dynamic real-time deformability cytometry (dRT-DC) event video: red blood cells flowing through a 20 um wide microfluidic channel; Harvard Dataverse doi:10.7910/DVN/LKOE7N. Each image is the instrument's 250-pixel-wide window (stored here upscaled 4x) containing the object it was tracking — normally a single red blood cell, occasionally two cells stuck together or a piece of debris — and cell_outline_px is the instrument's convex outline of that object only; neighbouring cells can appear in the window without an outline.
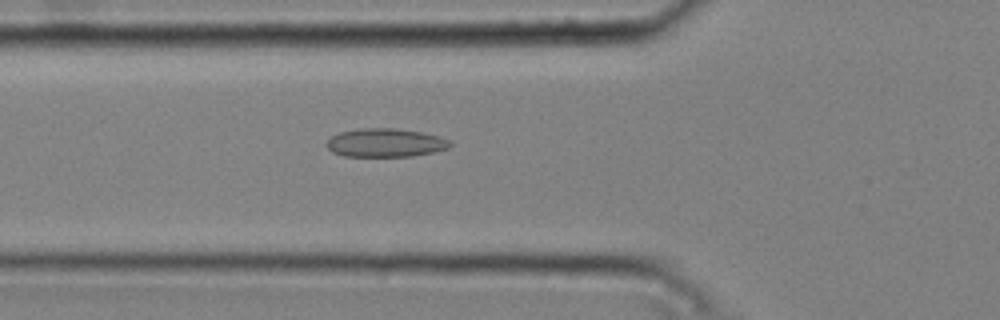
{"species": "common noctule bat (a hibernating species)", "species_latin": "Nyctalus noctula", "temperature_condition": "cold", "stored_images_in_passage": 48, "camera_frame_rate_fps": 3000, "um_per_image_px": 0.085, "animal": {"sex": "male", "body_mass_g": 20.4}, "frame": {"image": 1, "passage_image": 19, "time_ms": 6.0, "image_size_px": [1000, 320], "cell_outline_px": [[452, 144], [448, 148], [432, 152], [412, 156], [344, 156], [332, 152], [324, 144], [332, 136], [340, 132], [360, 128], [396, 128], [424, 132], [440, 136], [448, 140]], "centroid_in_image_um": [32.75, 12.12], "position_along_channel_um": 93.1, "area_um2": 20.58}}
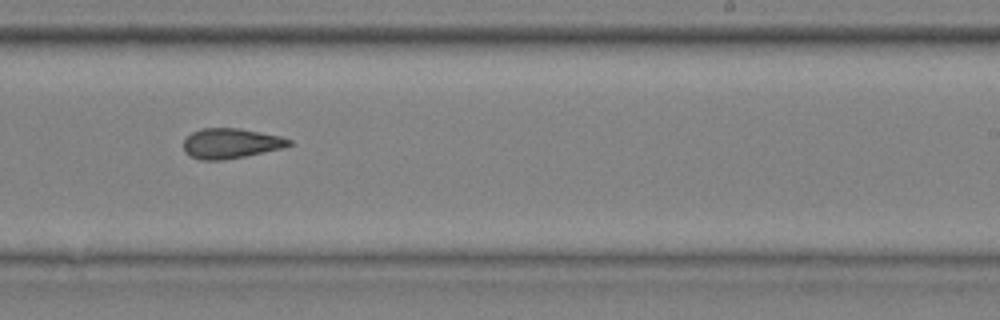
{"frame": {"image": 2, "passage_image": 33, "time_ms": 10.667, "image_size_px": [1000, 320], "cell_outline_px": [[292, 144], [284, 148], [248, 156], [224, 160], [200, 160], [188, 156], [184, 152], [184, 140], [192, 132], [200, 128], [240, 128], [280, 136], [292, 140]], "centroid_in_image_um": [19.62, 12.2], "position_along_channel_um": 269.4, "area_um2": 18.79}}
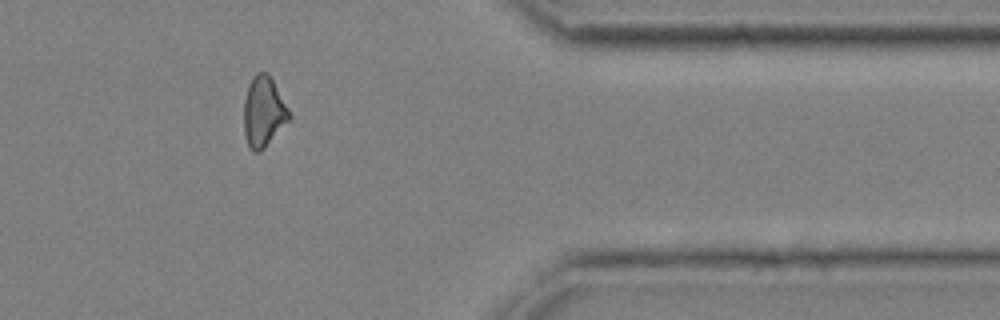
{"frame": {"image": 3, "passage_image": 44, "time_ms": 14.333, "image_size_px": [1000, 320], "cell_outline_px": [[292, 120], [260, 152], [252, 152], [248, 144], [244, 132], [244, 100], [248, 84], [252, 76], [256, 72], [268, 72], [288, 108], [292, 116]], "centroid_in_image_um": [22.42, 9.51], "position_along_channel_um": 389.0, "area_um2": 18.9}, "authors_computed_cell_mechanics": {"area_um2": 18.9584, "velocity_mm_per_s": 3.7794, "shape_relaxation_time_tau1_ms": null, "shape_relaxation_time_tau2_ms": 4.2084, "deformation_change_tau1": null, "deformation_change_tau2": 0.1094}}